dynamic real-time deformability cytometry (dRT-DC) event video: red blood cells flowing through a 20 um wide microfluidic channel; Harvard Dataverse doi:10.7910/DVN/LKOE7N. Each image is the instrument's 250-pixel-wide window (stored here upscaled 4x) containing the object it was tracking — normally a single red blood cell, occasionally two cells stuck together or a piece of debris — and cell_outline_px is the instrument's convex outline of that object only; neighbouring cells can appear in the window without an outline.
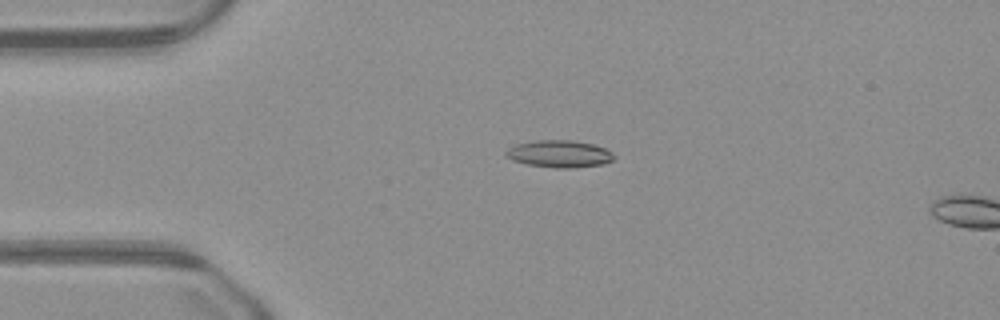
{"species": "common noctule bat (a hibernating species)", "species_latin": "Nyctalus noctula", "temperature_condition": "warm", "stored_images_in_passage": 11, "camera_frame_rate_fps": 3000, "um_per_image_px": 0.085, "animal": {"sex": "male", "body_mass_g": 23.1, "forearm_length_mm": 52.7}, "frame": {"image": 1, "passage_image": 8, "time_ms": 2.333, "image_size_px": [1000, 320], "cell_outline_px": [[616, 156], [612, 160], [604, 164], [572, 168], [556, 168], [528, 164], [512, 160], [504, 156], [504, 152], [508, 148], [516, 144], [536, 140], [572, 140], [592, 144], [604, 148], [612, 152]], "centroid_in_image_um": [47.53, 13.08], "position_along_channel_um": 37.5, "area_um2": 17.17}}